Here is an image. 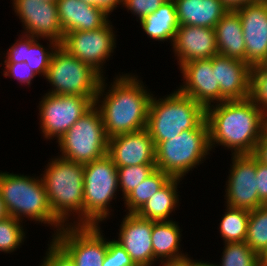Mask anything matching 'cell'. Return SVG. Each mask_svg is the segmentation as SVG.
Listing matches in <instances>:
<instances>
[{"label": "cell", "instance_id": "obj_14", "mask_svg": "<svg viewBox=\"0 0 267 266\" xmlns=\"http://www.w3.org/2000/svg\"><path fill=\"white\" fill-rule=\"evenodd\" d=\"M14 14L22 23L21 33L62 43L64 31L59 21L57 3L41 0H11Z\"/></svg>", "mask_w": 267, "mask_h": 266}, {"label": "cell", "instance_id": "obj_33", "mask_svg": "<svg viewBox=\"0 0 267 266\" xmlns=\"http://www.w3.org/2000/svg\"><path fill=\"white\" fill-rule=\"evenodd\" d=\"M156 164H142L135 166L117 167L119 189L124 199L140 185L154 170Z\"/></svg>", "mask_w": 267, "mask_h": 266}, {"label": "cell", "instance_id": "obj_36", "mask_svg": "<svg viewBox=\"0 0 267 266\" xmlns=\"http://www.w3.org/2000/svg\"><path fill=\"white\" fill-rule=\"evenodd\" d=\"M4 65V66H3ZM1 67H4L2 75L5 78L14 79L19 82L20 85L31 87L32 81L37 75L30 69L26 62L20 63H0Z\"/></svg>", "mask_w": 267, "mask_h": 266}, {"label": "cell", "instance_id": "obj_40", "mask_svg": "<svg viewBox=\"0 0 267 266\" xmlns=\"http://www.w3.org/2000/svg\"><path fill=\"white\" fill-rule=\"evenodd\" d=\"M86 4L98 7L102 10H104L109 16L114 12V10H117V7L121 6L123 4V0H82Z\"/></svg>", "mask_w": 267, "mask_h": 266}, {"label": "cell", "instance_id": "obj_3", "mask_svg": "<svg viewBox=\"0 0 267 266\" xmlns=\"http://www.w3.org/2000/svg\"><path fill=\"white\" fill-rule=\"evenodd\" d=\"M47 162L40 176L54 216L64 226L84 225V164L60 156Z\"/></svg>", "mask_w": 267, "mask_h": 266}, {"label": "cell", "instance_id": "obj_25", "mask_svg": "<svg viewBox=\"0 0 267 266\" xmlns=\"http://www.w3.org/2000/svg\"><path fill=\"white\" fill-rule=\"evenodd\" d=\"M182 231L179 222L176 220L152 221L151 242L154 252V266L165 260L188 255L187 252L184 253L181 250L183 249L181 245Z\"/></svg>", "mask_w": 267, "mask_h": 266}, {"label": "cell", "instance_id": "obj_17", "mask_svg": "<svg viewBox=\"0 0 267 266\" xmlns=\"http://www.w3.org/2000/svg\"><path fill=\"white\" fill-rule=\"evenodd\" d=\"M114 240L130 255L136 266H154L151 242L152 221L136 213H126Z\"/></svg>", "mask_w": 267, "mask_h": 266}, {"label": "cell", "instance_id": "obj_19", "mask_svg": "<svg viewBox=\"0 0 267 266\" xmlns=\"http://www.w3.org/2000/svg\"><path fill=\"white\" fill-rule=\"evenodd\" d=\"M171 49L179 67L219 54L214 28L192 25H179Z\"/></svg>", "mask_w": 267, "mask_h": 266}, {"label": "cell", "instance_id": "obj_24", "mask_svg": "<svg viewBox=\"0 0 267 266\" xmlns=\"http://www.w3.org/2000/svg\"><path fill=\"white\" fill-rule=\"evenodd\" d=\"M218 53L226 57L246 62V46L242 24L235 10L228 12L214 27Z\"/></svg>", "mask_w": 267, "mask_h": 266}, {"label": "cell", "instance_id": "obj_12", "mask_svg": "<svg viewBox=\"0 0 267 266\" xmlns=\"http://www.w3.org/2000/svg\"><path fill=\"white\" fill-rule=\"evenodd\" d=\"M102 226H64L52 238L70 255L75 266H102L108 237Z\"/></svg>", "mask_w": 267, "mask_h": 266}, {"label": "cell", "instance_id": "obj_41", "mask_svg": "<svg viewBox=\"0 0 267 266\" xmlns=\"http://www.w3.org/2000/svg\"><path fill=\"white\" fill-rule=\"evenodd\" d=\"M258 161L267 165V129L259 138L252 154Z\"/></svg>", "mask_w": 267, "mask_h": 266}, {"label": "cell", "instance_id": "obj_10", "mask_svg": "<svg viewBox=\"0 0 267 266\" xmlns=\"http://www.w3.org/2000/svg\"><path fill=\"white\" fill-rule=\"evenodd\" d=\"M39 100V131L46 141H58L94 105L92 98L78 95L44 93Z\"/></svg>", "mask_w": 267, "mask_h": 266}, {"label": "cell", "instance_id": "obj_4", "mask_svg": "<svg viewBox=\"0 0 267 266\" xmlns=\"http://www.w3.org/2000/svg\"><path fill=\"white\" fill-rule=\"evenodd\" d=\"M0 195L6 213L17 220L51 227L53 237L64 225L54 216L41 176L0 170ZM27 218V220H26ZM54 232V233H53Z\"/></svg>", "mask_w": 267, "mask_h": 266}, {"label": "cell", "instance_id": "obj_11", "mask_svg": "<svg viewBox=\"0 0 267 266\" xmlns=\"http://www.w3.org/2000/svg\"><path fill=\"white\" fill-rule=\"evenodd\" d=\"M112 23L109 20L95 30L65 33L60 46L105 77V63L111 59L117 48V31Z\"/></svg>", "mask_w": 267, "mask_h": 266}, {"label": "cell", "instance_id": "obj_39", "mask_svg": "<svg viewBox=\"0 0 267 266\" xmlns=\"http://www.w3.org/2000/svg\"><path fill=\"white\" fill-rule=\"evenodd\" d=\"M256 179L259 200L267 205V165L256 159Z\"/></svg>", "mask_w": 267, "mask_h": 266}, {"label": "cell", "instance_id": "obj_8", "mask_svg": "<svg viewBox=\"0 0 267 266\" xmlns=\"http://www.w3.org/2000/svg\"><path fill=\"white\" fill-rule=\"evenodd\" d=\"M108 139L100 111L93 105L56 141L57 156L82 164L92 162L107 155Z\"/></svg>", "mask_w": 267, "mask_h": 266}, {"label": "cell", "instance_id": "obj_29", "mask_svg": "<svg viewBox=\"0 0 267 266\" xmlns=\"http://www.w3.org/2000/svg\"><path fill=\"white\" fill-rule=\"evenodd\" d=\"M217 229L223 243L244 242L247 235V225L250 211L246 209L232 208L225 205Z\"/></svg>", "mask_w": 267, "mask_h": 266}, {"label": "cell", "instance_id": "obj_32", "mask_svg": "<svg viewBox=\"0 0 267 266\" xmlns=\"http://www.w3.org/2000/svg\"><path fill=\"white\" fill-rule=\"evenodd\" d=\"M218 266H259V254L244 242L224 243ZM219 263V264H218Z\"/></svg>", "mask_w": 267, "mask_h": 266}, {"label": "cell", "instance_id": "obj_30", "mask_svg": "<svg viewBox=\"0 0 267 266\" xmlns=\"http://www.w3.org/2000/svg\"><path fill=\"white\" fill-rule=\"evenodd\" d=\"M245 242L259 255L267 247V205L250 211Z\"/></svg>", "mask_w": 267, "mask_h": 266}, {"label": "cell", "instance_id": "obj_2", "mask_svg": "<svg viewBox=\"0 0 267 266\" xmlns=\"http://www.w3.org/2000/svg\"><path fill=\"white\" fill-rule=\"evenodd\" d=\"M211 152L221 146L230 155L253 154L267 117L250 98L223 101L206 108Z\"/></svg>", "mask_w": 267, "mask_h": 266}, {"label": "cell", "instance_id": "obj_34", "mask_svg": "<svg viewBox=\"0 0 267 266\" xmlns=\"http://www.w3.org/2000/svg\"><path fill=\"white\" fill-rule=\"evenodd\" d=\"M250 99L263 110L267 117V71L259 65L251 70V94Z\"/></svg>", "mask_w": 267, "mask_h": 266}, {"label": "cell", "instance_id": "obj_43", "mask_svg": "<svg viewBox=\"0 0 267 266\" xmlns=\"http://www.w3.org/2000/svg\"><path fill=\"white\" fill-rule=\"evenodd\" d=\"M228 10H235L247 3L259 2L263 0H220Z\"/></svg>", "mask_w": 267, "mask_h": 266}, {"label": "cell", "instance_id": "obj_44", "mask_svg": "<svg viewBox=\"0 0 267 266\" xmlns=\"http://www.w3.org/2000/svg\"><path fill=\"white\" fill-rule=\"evenodd\" d=\"M7 216L8 215L6 213V210H5V207L3 204V200H2L1 195H0V221L5 219Z\"/></svg>", "mask_w": 267, "mask_h": 266}, {"label": "cell", "instance_id": "obj_23", "mask_svg": "<svg viewBox=\"0 0 267 266\" xmlns=\"http://www.w3.org/2000/svg\"><path fill=\"white\" fill-rule=\"evenodd\" d=\"M179 25L214 28L228 12L220 0H173Z\"/></svg>", "mask_w": 267, "mask_h": 266}, {"label": "cell", "instance_id": "obj_48", "mask_svg": "<svg viewBox=\"0 0 267 266\" xmlns=\"http://www.w3.org/2000/svg\"><path fill=\"white\" fill-rule=\"evenodd\" d=\"M43 2H51V3H57V0H41Z\"/></svg>", "mask_w": 267, "mask_h": 266}, {"label": "cell", "instance_id": "obj_7", "mask_svg": "<svg viewBox=\"0 0 267 266\" xmlns=\"http://www.w3.org/2000/svg\"><path fill=\"white\" fill-rule=\"evenodd\" d=\"M119 191L117 166L108 155L85 163L84 225L101 226L114 216L111 202Z\"/></svg>", "mask_w": 267, "mask_h": 266}, {"label": "cell", "instance_id": "obj_38", "mask_svg": "<svg viewBox=\"0 0 267 266\" xmlns=\"http://www.w3.org/2000/svg\"><path fill=\"white\" fill-rule=\"evenodd\" d=\"M102 266H136L130 255L114 239L108 238V249Z\"/></svg>", "mask_w": 267, "mask_h": 266}, {"label": "cell", "instance_id": "obj_31", "mask_svg": "<svg viewBox=\"0 0 267 266\" xmlns=\"http://www.w3.org/2000/svg\"><path fill=\"white\" fill-rule=\"evenodd\" d=\"M23 223L10 216L0 221V253L11 254L24 245L27 228Z\"/></svg>", "mask_w": 267, "mask_h": 266}, {"label": "cell", "instance_id": "obj_37", "mask_svg": "<svg viewBox=\"0 0 267 266\" xmlns=\"http://www.w3.org/2000/svg\"><path fill=\"white\" fill-rule=\"evenodd\" d=\"M167 0H123L122 9L136 16V21L139 22L149 14L155 12Z\"/></svg>", "mask_w": 267, "mask_h": 266}, {"label": "cell", "instance_id": "obj_45", "mask_svg": "<svg viewBox=\"0 0 267 266\" xmlns=\"http://www.w3.org/2000/svg\"><path fill=\"white\" fill-rule=\"evenodd\" d=\"M196 266H218V265H217V263H213V261L211 263V262L206 261V260L205 261L197 260Z\"/></svg>", "mask_w": 267, "mask_h": 266}, {"label": "cell", "instance_id": "obj_35", "mask_svg": "<svg viewBox=\"0 0 267 266\" xmlns=\"http://www.w3.org/2000/svg\"><path fill=\"white\" fill-rule=\"evenodd\" d=\"M49 239L45 256L38 266H75L70 255L52 237Z\"/></svg>", "mask_w": 267, "mask_h": 266}, {"label": "cell", "instance_id": "obj_27", "mask_svg": "<svg viewBox=\"0 0 267 266\" xmlns=\"http://www.w3.org/2000/svg\"><path fill=\"white\" fill-rule=\"evenodd\" d=\"M138 23L147 38L158 42H169L172 46L179 28L175 3L167 0L155 12L149 14Z\"/></svg>", "mask_w": 267, "mask_h": 266}, {"label": "cell", "instance_id": "obj_9", "mask_svg": "<svg viewBox=\"0 0 267 266\" xmlns=\"http://www.w3.org/2000/svg\"><path fill=\"white\" fill-rule=\"evenodd\" d=\"M44 79L51 86L46 93L78 95L95 101L102 76L59 45L52 54Z\"/></svg>", "mask_w": 267, "mask_h": 266}, {"label": "cell", "instance_id": "obj_46", "mask_svg": "<svg viewBox=\"0 0 267 266\" xmlns=\"http://www.w3.org/2000/svg\"><path fill=\"white\" fill-rule=\"evenodd\" d=\"M259 257H260V264H267V247L262 251Z\"/></svg>", "mask_w": 267, "mask_h": 266}, {"label": "cell", "instance_id": "obj_16", "mask_svg": "<svg viewBox=\"0 0 267 266\" xmlns=\"http://www.w3.org/2000/svg\"><path fill=\"white\" fill-rule=\"evenodd\" d=\"M238 13L246 46V63L258 66L267 55V0L247 3Z\"/></svg>", "mask_w": 267, "mask_h": 266}, {"label": "cell", "instance_id": "obj_49", "mask_svg": "<svg viewBox=\"0 0 267 266\" xmlns=\"http://www.w3.org/2000/svg\"><path fill=\"white\" fill-rule=\"evenodd\" d=\"M259 266H267V264H259Z\"/></svg>", "mask_w": 267, "mask_h": 266}, {"label": "cell", "instance_id": "obj_1", "mask_svg": "<svg viewBox=\"0 0 267 266\" xmlns=\"http://www.w3.org/2000/svg\"><path fill=\"white\" fill-rule=\"evenodd\" d=\"M114 77L108 84L107 77H102L94 101L108 138L145 129L153 95L137 73L122 72Z\"/></svg>", "mask_w": 267, "mask_h": 266}, {"label": "cell", "instance_id": "obj_21", "mask_svg": "<svg viewBox=\"0 0 267 266\" xmlns=\"http://www.w3.org/2000/svg\"><path fill=\"white\" fill-rule=\"evenodd\" d=\"M40 40L47 41V46L41 44ZM49 41V43H48ZM51 39H40L32 35L21 33L18 39L3 53V63L26 62L30 69L39 77L46 76L53 52L59 46Z\"/></svg>", "mask_w": 267, "mask_h": 266}, {"label": "cell", "instance_id": "obj_6", "mask_svg": "<svg viewBox=\"0 0 267 266\" xmlns=\"http://www.w3.org/2000/svg\"><path fill=\"white\" fill-rule=\"evenodd\" d=\"M210 154L209 126L205 118L195 129L184 130L178 136L155 146L156 168L172 178L185 179Z\"/></svg>", "mask_w": 267, "mask_h": 266}, {"label": "cell", "instance_id": "obj_20", "mask_svg": "<svg viewBox=\"0 0 267 266\" xmlns=\"http://www.w3.org/2000/svg\"><path fill=\"white\" fill-rule=\"evenodd\" d=\"M216 82L220 86V103L245 100L251 94V70L246 62L217 54L212 57Z\"/></svg>", "mask_w": 267, "mask_h": 266}, {"label": "cell", "instance_id": "obj_22", "mask_svg": "<svg viewBox=\"0 0 267 266\" xmlns=\"http://www.w3.org/2000/svg\"><path fill=\"white\" fill-rule=\"evenodd\" d=\"M57 10L64 34L95 30L104 26L110 19L104 10L82 0H57Z\"/></svg>", "mask_w": 267, "mask_h": 266}, {"label": "cell", "instance_id": "obj_47", "mask_svg": "<svg viewBox=\"0 0 267 266\" xmlns=\"http://www.w3.org/2000/svg\"><path fill=\"white\" fill-rule=\"evenodd\" d=\"M259 66L264 70L267 71V55L265 59L259 64Z\"/></svg>", "mask_w": 267, "mask_h": 266}, {"label": "cell", "instance_id": "obj_42", "mask_svg": "<svg viewBox=\"0 0 267 266\" xmlns=\"http://www.w3.org/2000/svg\"><path fill=\"white\" fill-rule=\"evenodd\" d=\"M196 262L197 259H193L188 254L181 258L162 261L156 266H196Z\"/></svg>", "mask_w": 267, "mask_h": 266}, {"label": "cell", "instance_id": "obj_26", "mask_svg": "<svg viewBox=\"0 0 267 266\" xmlns=\"http://www.w3.org/2000/svg\"><path fill=\"white\" fill-rule=\"evenodd\" d=\"M181 178H172L163 188L151 196V198L136 212L142 218L149 219L154 222L170 221V218L179 209L181 200L180 188L178 185ZM173 212V213H172ZM172 215V216H171Z\"/></svg>", "mask_w": 267, "mask_h": 266}, {"label": "cell", "instance_id": "obj_18", "mask_svg": "<svg viewBox=\"0 0 267 266\" xmlns=\"http://www.w3.org/2000/svg\"><path fill=\"white\" fill-rule=\"evenodd\" d=\"M107 155L117 167L156 164L155 145L146 128L109 138Z\"/></svg>", "mask_w": 267, "mask_h": 266}, {"label": "cell", "instance_id": "obj_5", "mask_svg": "<svg viewBox=\"0 0 267 266\" xmlns=\"http://www.w3.org/2000/svg\"><path fill=\"white\" fill-rule=\"evenodd\" d=\"M206 118V109L193 98L173 90L165 96L151 97L147 127L154 145L170 140L184 130L195 129Z\"/></svg>", "mask_w": 267, "mask_h": 266}, {"label": "cell", "instance_id": "obj_28", "mask_svg": "<svg viewBox=\"0 0 267 266\" xmlns=\"http://www.w3.org/2000/svg\"><path fill=\"white\" fill-rule=\"evenodd\" d=\"M172 177L156 168L139 186L129 193L124 201L126 213H136L156 192L163 188Z\"/></svg>", "mask_w": 267, "mask_h": 266}, {"label": "cell", "instance_id": "obj_15", "mask_svg": "<svg viewBox=\"0 0 267 266\" xmlns=\"http://www.w3.org/2000/svg\"><path fill=\"white\" fill-rule=\"evenodd\" d=\"M178 69L183 79L177 87L178 91L193 98L205 109L220 103V86L216 82L212 58L190 61L182 64Z\"/></svg>", "mask_w": 267, "mask_h": 266}, {"label": "cell", "instance_id": "obj_13", "mask_svg": "<svg viewBox=\"0 0 267 266\" xmlns=\"http://www.w3.org/2000/svg\"><path fill=\"white\" fill-rule=\"evenodd\" d=\"M225 185L224 205L249 211L264 205L257 192L256 158L252 154L231 155Z\"/></svg>", "mask_w": 267, "mask_h": 266}]
</instances>
